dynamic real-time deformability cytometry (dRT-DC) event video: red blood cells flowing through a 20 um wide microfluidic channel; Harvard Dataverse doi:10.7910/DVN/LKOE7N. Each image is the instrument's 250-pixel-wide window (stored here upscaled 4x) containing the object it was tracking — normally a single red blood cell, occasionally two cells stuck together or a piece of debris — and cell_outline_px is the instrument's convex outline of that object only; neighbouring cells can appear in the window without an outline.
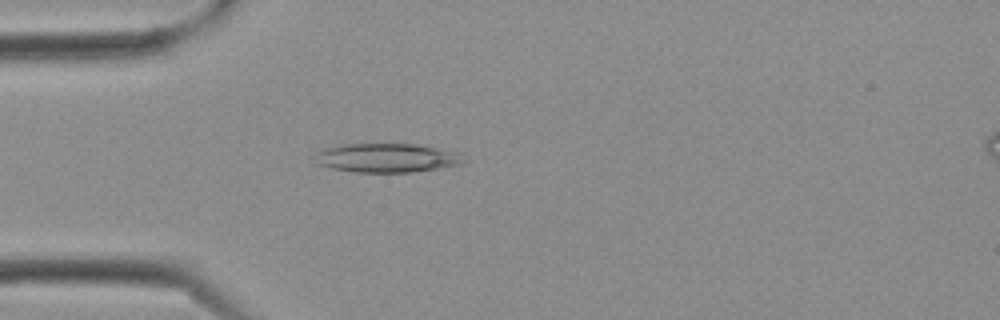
{"species": "Egyptian fruit bat (a non-hibernating species)", "species_latin": "Rousettus aegyptiacus", "temperature_condition": "cold", "stored_images_in_passage": 6, "camera_frame_rate_fps": 3000, "um_per_image_px": 0.085, "frame": {"image": 1, "passage_image": 2, "time_ms": 0.333, "image_size_px": [1000, 320], "cell_outline_px": [[464, 164], [412, 172], [356, 172], [332, 168], [320, 164], [312, 156], [316, 152], [324, 148], [344, 144], [416, 144], [452, 152], [464, 160]], "centroid_in_image_um": [32.79, 13.42], "position_along_channel_um": 52.2, "area_um2": 24.68}}
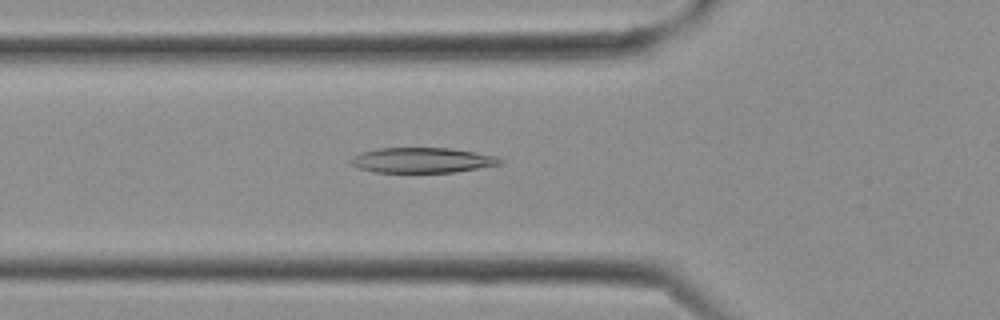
{"frame": {"image": 2, "passage_image": 4, "time_ms": 1.0, "image_size_px": [1000, 320], "cell_outline_px": [[504, 164], [456, 172], [372, 172], [360, 168], [352, 164], [348, 160], [352, 156], [364, 152], [380, 148], [452, 148], [496, 156], [504, 160]], "centroid_in_image_um": [35.93, 13.62], "position_along_channel_um": 89.9, "area_um2": 21.96}}
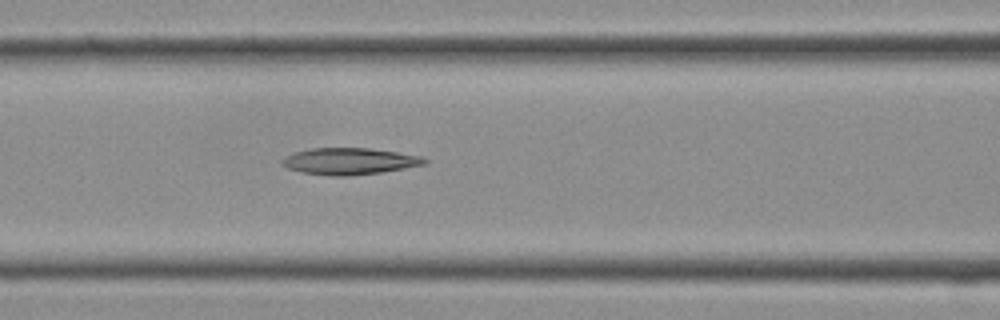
{"frame": {"image": 3, "passage_image": 6, "time_ms": 1.667, "image_size_px": [1000, 320], "cell_outline_px": [[428, 164], [380, 172], [348, 176], [328, 176], [300, 172], [288, 168], [280, 160], [284, 156], [296, 152], [312, 148], [368, 148], [396, 152], [420, 156], [428, 160]], "centroid_in_image_um": [29.69, 13.71], "position_along_channel_um": 136.9, "area_um2": 22.02}}